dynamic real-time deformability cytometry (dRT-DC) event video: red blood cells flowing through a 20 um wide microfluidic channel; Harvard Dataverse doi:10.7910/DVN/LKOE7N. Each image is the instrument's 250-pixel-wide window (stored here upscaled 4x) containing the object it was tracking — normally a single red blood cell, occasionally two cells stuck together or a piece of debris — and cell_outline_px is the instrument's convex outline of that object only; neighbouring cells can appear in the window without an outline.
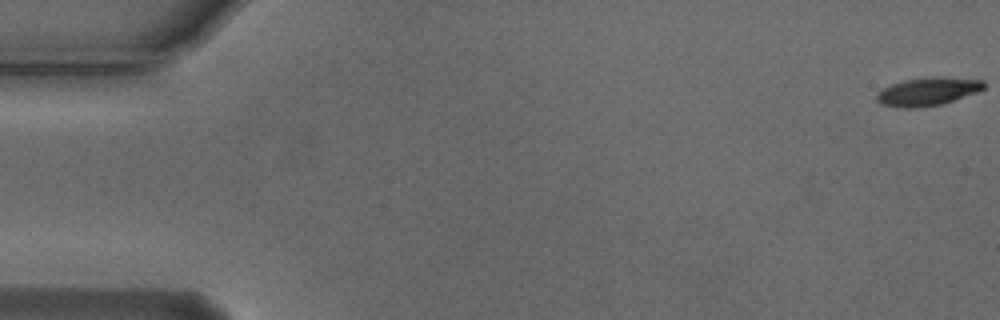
{"species": "Egyptian fruit bat (a non-hibernating species)", "species_latin": "Rousettus aegyptiacus", "temperature_condition": "cold", "stored_images_in_passage": 56, "camera_frame_rate_fps": 3000, "um_per_image_px": 0.085, "animal": {"sex": "male"}, "frame": {"image": 1, "passage_image": 1, "time_ms": 0.0, "image_size_px": [1000, 320], "cell_outline_px": [[984, 88], [976, 92], [940, 104], [916, 108], [896, 108], [880, 104], [876, 100], [876, 96], [884, 88], [892, 84], [908, 80], [940, 76], [984, 80]], "centroid_in_image_um": [78.84, 7.79], "position_along_channel_um": 6.2, "area_um2": 17.28}}
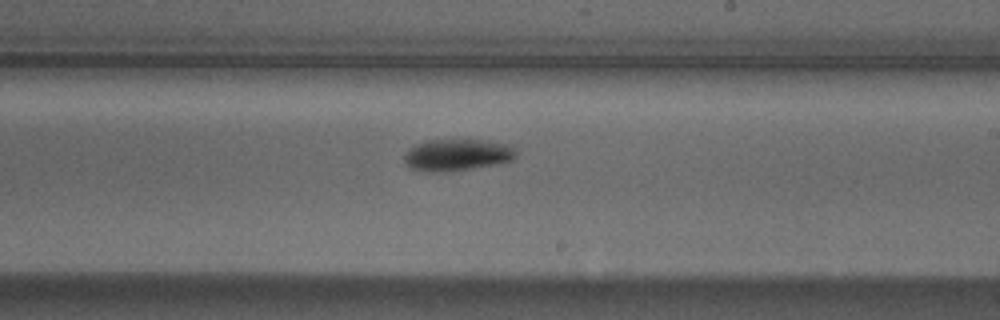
{"frame": {"image": 2, "passage_image": 33, "time_ms": 10.667, "image_size_px": [1000, 320], "cell_outline_px": [[516, 156], [512, 160], [496, 164], [452, 172], [428, 172], [408, 168], [404, 160], [404, 156], [416, 144], [428, 140], [480, 140], [512, 144], [516, 152]], "centroid_in_image_um": [38.87, 13.18], "position_along_channel_um": 250.1, "area_um2": 20.81}}
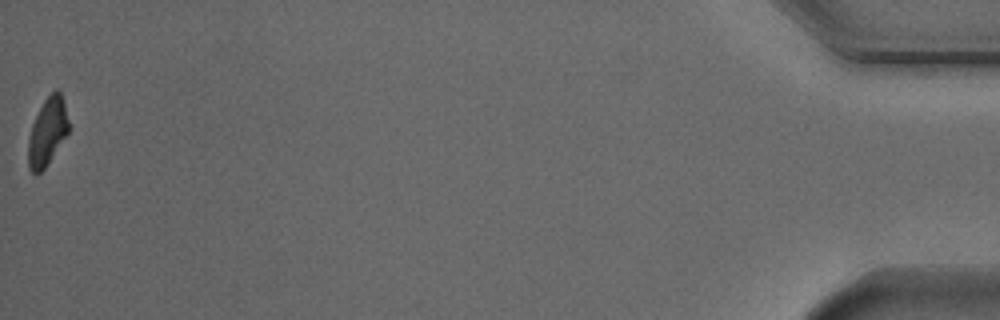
{"frame": {"image": 3, "passage_image": 56, "time_ms": 18.333, "image_size_px": [1000, 320], "cell_outline_px": [[68, 132], [44, 168], [36, 176], [28, 168], [28, 140], [32, 124], [44, 100], [56, 88], [60, 92], [64, 104], [68, 120]], "centroid_in_image_um": [4.0, 11.21], "position_along_channel_um": 431.2, "area_um2": 15.55}, "authors_computed_cell_mechanics": {"area_um2": 18.0625, "velocity_mm_per_s": 3.7054, "shape_relaxation_time_tau1_ms": 1.4163, "shape_relaxation_time_tau2_ms": null, "deformation_change_tau1": 0.1092, "deformation_change_tau2": null}}